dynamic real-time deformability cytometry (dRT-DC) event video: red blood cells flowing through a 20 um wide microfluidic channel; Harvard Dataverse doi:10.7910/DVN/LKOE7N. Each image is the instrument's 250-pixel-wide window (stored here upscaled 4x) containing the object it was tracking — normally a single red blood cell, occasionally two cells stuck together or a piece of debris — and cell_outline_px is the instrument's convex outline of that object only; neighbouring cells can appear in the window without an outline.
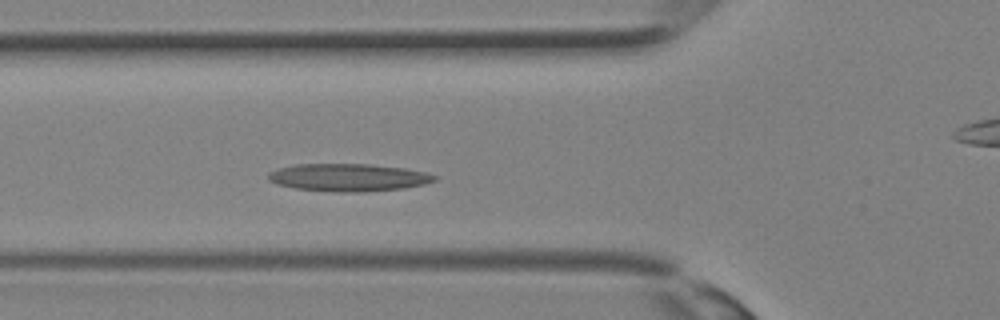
{"species": "Egyptian fruit bat (a non-hibernating species)", "species_latin": "Rousettus aegyptiacus", "temperature_condition": "room temperature", "stored_images_in_passage": 4, "camera_frame_rate_fps": 3000, "um_per_image_px": 0.085, "animal": {"sex": "female"}, "frame": {"image": 1, "passage_image": 4, "time_ms": 1.0, "image_size_px": [1000, 320], "cell_outline_px": [[440, 176], [436, 180], [424, 184], [404, 188], [364, 192], [336, 192], [296, 188], [276, 184], [268, 180], [268, 172], [276, 168], [296, 164], [368, 164], [404, 168], [428, 172]], "centroid_in_image_um": [29.63, 15.08], "position_along_channel_um": 96.2, "area_um2": 26.99}}